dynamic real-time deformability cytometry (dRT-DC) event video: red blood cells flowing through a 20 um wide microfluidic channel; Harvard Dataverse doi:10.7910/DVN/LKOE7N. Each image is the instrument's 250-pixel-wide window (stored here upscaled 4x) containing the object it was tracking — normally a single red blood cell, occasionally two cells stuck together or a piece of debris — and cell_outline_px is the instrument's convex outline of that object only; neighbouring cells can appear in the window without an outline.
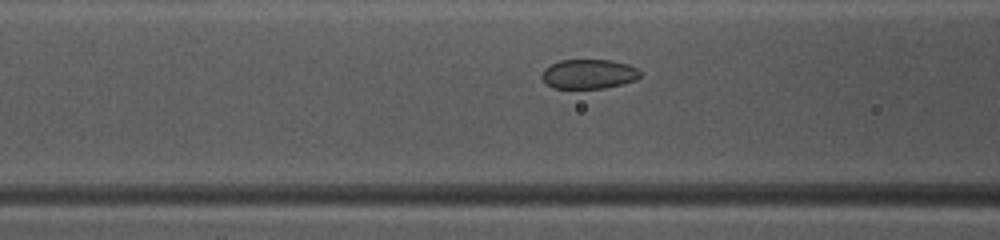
{"species": "common noctule bat (a hibernating species)", "species_latin": "Nyctalus noctula", "temperature_condition": "warm", "stored_images_in_passage": 49, "camera_frame_rate_fps": 3000, "um_per_image_px": 0.085, "animal": {"sex": "female", "body_mass_g": 10.0, "forearm_length_mm": 53.1}, "frame": {"image": 1, "passage_image": 20, "time_ms": 6.333, "image_size_px": [1000, 240], "cell_outline_px": [[640, 76], [636, 80], [604, 88], [552, 88], [540, 76], [544, 68], [560, 60], [612, 60], [628, 64], [636, 68], [640, 72]], "centroid_in_image_um": [50.03, 6.28], "position_along_channel_um": 116.6, "area_um2": 16.82}}
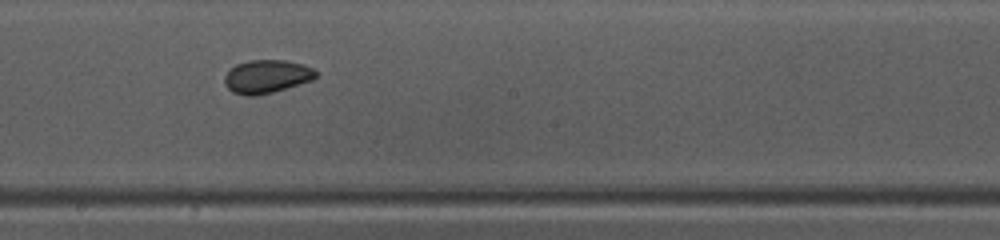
{"frame": {"image": 2, "passage_image": 28, "time_ms": 9.0, "image_size_px": [1000, 240], "cell_outline_px": [[320, 76], [312, 80], [272, 92], [256, 96], [244, 96], [232, 92], [224, 84], [224, 76], [236, 64], [248, 60], [284, 60], [304, 64], [320, 72]], "centroid_in_image_um": [22.69, 6.5], "position_along_channel_um": 225.5, "area_um2": 17.92}}
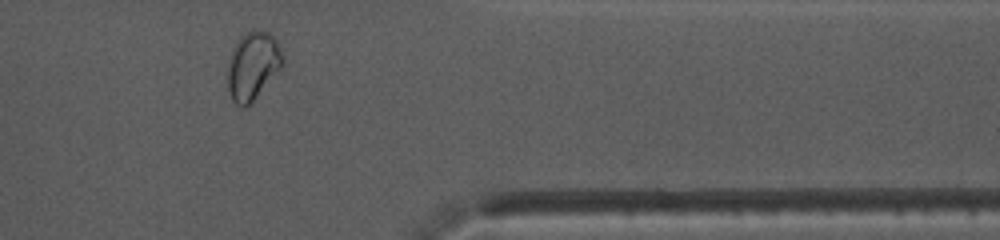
{"frame": {"image": 3, "passage_image": 41, "time_ms": 13.333, "image_size_px": [1000, 240], "cell_outline_px": [[284, 64], [252, 100], [244, 108], [240, 108], [232, 100], [228, 92], [228, 60], [232, 48], [240, 36], [252, 28], [268, 32], [276, 40], [280, 48], [284, 60]], "centroid_in_image_um": [21.46, 5.55], "position_along_channel_um": 389.9, "area_um2": 21.73}, "authors_computed_cell_mechanics": {"area_um2": 18.7272, "velocity_mm_per_s": 4.0741, "shape_relaxation_time_tau1_ms": 4.9702, "shape_relaxation_time_tau2_ms": 2.0141, "deformation_change_tau1": 0.0974, "deformation_change_tau2": 0.0416}}